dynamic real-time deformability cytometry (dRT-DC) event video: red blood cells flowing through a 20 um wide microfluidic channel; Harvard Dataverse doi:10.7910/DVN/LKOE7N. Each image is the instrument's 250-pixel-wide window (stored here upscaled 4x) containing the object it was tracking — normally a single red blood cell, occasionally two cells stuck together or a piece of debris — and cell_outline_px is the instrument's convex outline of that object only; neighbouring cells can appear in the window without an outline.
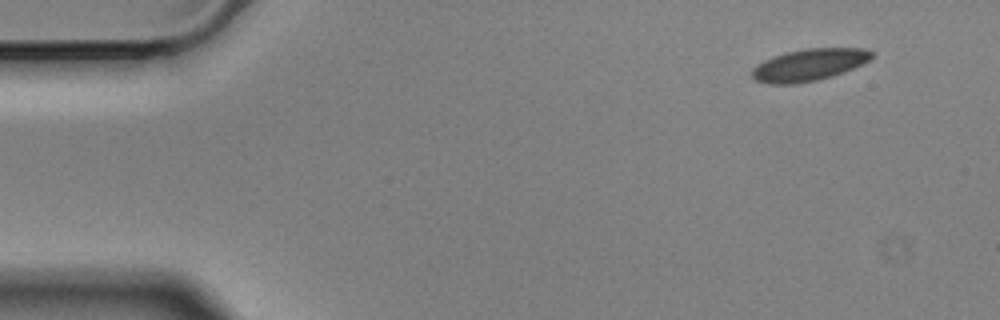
{"species": "Egyptian fruit bat (a non-hibernating species)", "species_latin": "Rousettus aegyptiacus", "temperature_condition": "cold", "stored_images_in_passage": 52, "camera_frame_rate_fps": 3000, "um_per_image_px": 0.085, "animal": {"sex": "male"}, "frame": {"image": 1, "passage_image": 1, "time_ms": 0.0, "image_size_px": [1000, 320], "cell_outline_px": [[872, 56], [868, 60], [844, 72], [832, 76], [816, 80], [796, 84], [768, 84], [756, 80], [752, 76], [752, 68], [756, 64], [772, 56], [804, 48], [864, 48], [872, 52]], "centroid_in_image_um": [68.72, 5.51], "position_along_channel_um": 16.3, "area_um2": 22.2}}
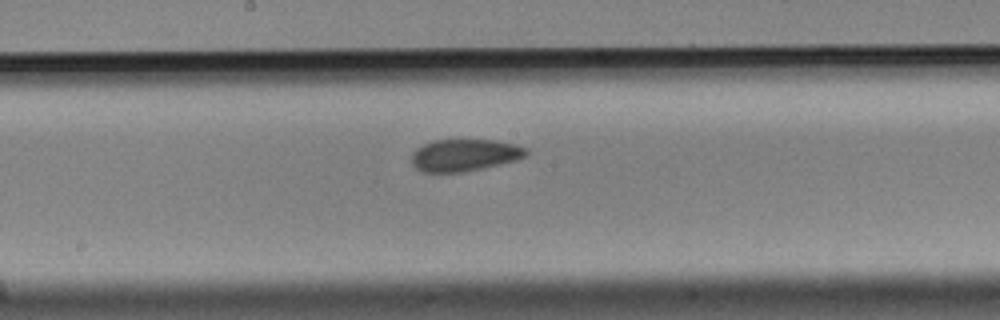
{"frame": {"image": 2, "passage_image": 26, "time_ms": 8.333, "image_size_px": [1000, 320], "cell_outline_px": [[528, 156], [516, 160], [500, 164], [464, 172], [420, 172], [412, 164], [412, 152], [416, 148], [432, 140], [496, 140], [528, 148]], "centroid_in_image_um": [39.48, 13.19], "position_along_channel_um": 208.7, "area_um2": 21.5}}
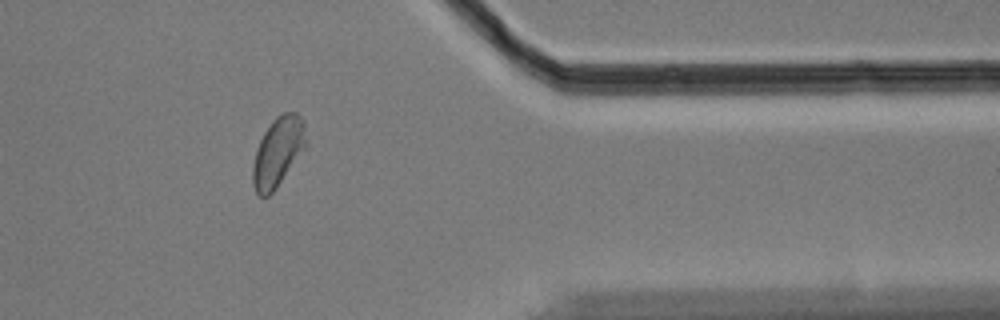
{"frame": {"image": 3, "passage_image": 43, "time_ms": 14.0, "image_size_px": [1000, 320], "cell_outline_px": [[308, 144], [276, 188], [268, 196], [260, 196], [256, 192], [252, 184], [252, 164], [260, 140], [264, 132], [272, 120], [276, 116], [284, 112], [296, 112], [304, 120]], "centroid_in_image_um": [23.64, 12.88], "position_along_channel_um": 387.8, "area_um2": 21.62}}